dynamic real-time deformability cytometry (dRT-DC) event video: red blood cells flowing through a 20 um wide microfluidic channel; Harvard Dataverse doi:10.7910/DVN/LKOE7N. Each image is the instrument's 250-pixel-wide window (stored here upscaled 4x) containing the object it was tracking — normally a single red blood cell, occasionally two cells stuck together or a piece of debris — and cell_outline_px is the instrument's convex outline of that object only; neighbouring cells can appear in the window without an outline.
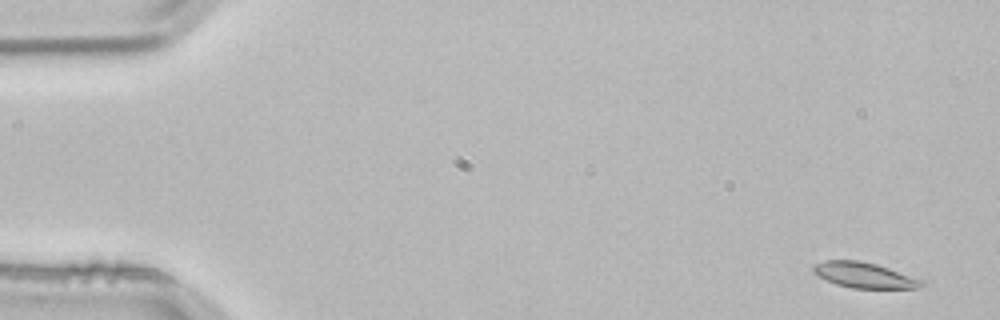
{"species": "common noctule bat (a hibernating species)", "species_latin": "Nyctalus noctula", "temperature_condition": "room temperature", "stored_images_in_passage": 3, "camera_frame_rate_fps": 3000, "um_per_image_px": 0.085, "animal": {"sex": "male", "body_mass_g": 21.5, "forearm_length_mm": 52.0}, "frame": {"image": 1, "passage_image": 1, "time_ms": 0.0, "image_size_px": [1000, 320], "cell_outline_px": [[924, 284], [916, 288], [852, 288], [836, 284], [812, 272], [812, 268], [816, 264], [824, 260], [860, 260], [876, 264], [924, 280]], "centroid_in_image_um": [73.46, 23.38], "position_along_channel_um": 11.5, "area_um2": 15.9}}